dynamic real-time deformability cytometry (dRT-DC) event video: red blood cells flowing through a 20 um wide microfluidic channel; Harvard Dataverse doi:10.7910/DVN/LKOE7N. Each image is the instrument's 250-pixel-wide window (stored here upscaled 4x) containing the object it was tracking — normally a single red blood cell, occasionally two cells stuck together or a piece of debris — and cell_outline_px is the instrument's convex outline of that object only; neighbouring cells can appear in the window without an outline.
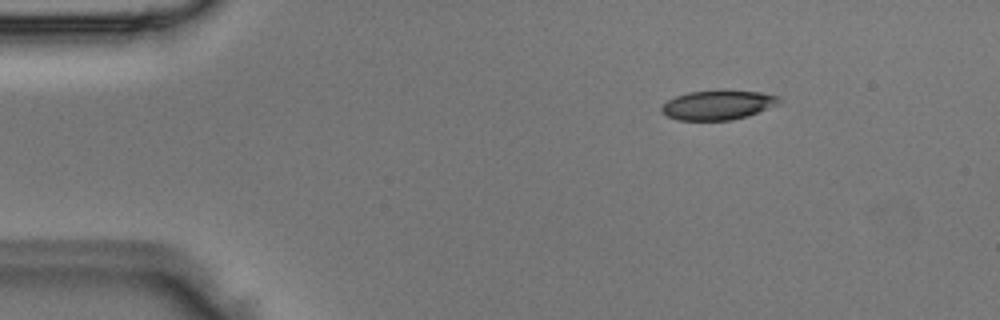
{"species": "Egyptian fruit bat (a non-hibernating species)", "species_latin": "Rousettus aegyptiacus", "temperature_condition": "room temperature", "stored_images_in_passage": 3, "camera_frame_rate_fps": 3000, "um_per_image_px": 0.085, "animal": {"sex": "male"}, "frame": {"image": 1, "passage_image": 2, "time_ms": 0.333, "image_size_px": [1000, 320], "cell_outline_px": [[784, 100], [780, 104], [748, 116], [732, 120], [676, 120], [668, 116], [660, 108], [668, 100], [676, 96], [688, 92], [720, 88], [760, 92], [780, 96]], "centroid_in_image_um": [61.1, 8.89], "position_along_channel_um": 23.9, "area_um2": 20.81}}